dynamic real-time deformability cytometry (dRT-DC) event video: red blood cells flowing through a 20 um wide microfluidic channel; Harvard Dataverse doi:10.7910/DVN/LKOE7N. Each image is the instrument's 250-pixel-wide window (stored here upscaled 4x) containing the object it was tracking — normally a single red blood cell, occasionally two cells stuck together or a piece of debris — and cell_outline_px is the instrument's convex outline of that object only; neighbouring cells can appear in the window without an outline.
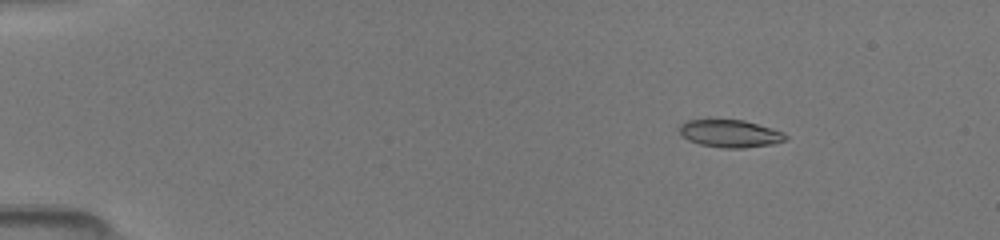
{"species": "common noctule bat (a hibernating species)", "species_latin": "Nyctalus noctula", "temperature_condition": "room temperature", "stored_images_in_passage": 25, "camera_frame_rate_fps": 3000, "um_per_image_px": 0.085, "animal": {"sex": "female", "body_mass_g": 19.5, "forearm_length_mm": 54.1}, "frame": {"image": 1, "passage_image": 4, "time_ms": 2.0, "image_size_px": [1000, 240], "cell_outline_px": [[788, 140], [772, 144], [744, 148], [724, 148], [700, 144], [688, 140], [680, 132], [680, 124], [688, 120], [744, 120], [772, 128], [784, 132], [788, 136]], "centroid_in_image_um": [62.11, 11.36], "position_along_channel_um": 22.9, "area_um2": 16.99}}
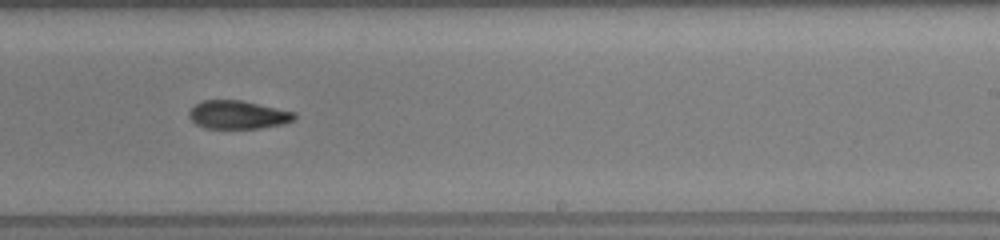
{"frame": {"image": 2, "passage_image": 17, "time_ms": 10.333, "image_size_px": [1000, 240], "cell_outline_px": [[296, 116], [292, 120], [284, 124], [260, 128], [204, 128], [196, 124], [188, 116], [188, 112], [200, 100], [240, 100], [296, 112]], "centroid_in_image_um": [20.21, 9.75], "position_along_channel_um": 268.8, "area_um2": 17.34}}
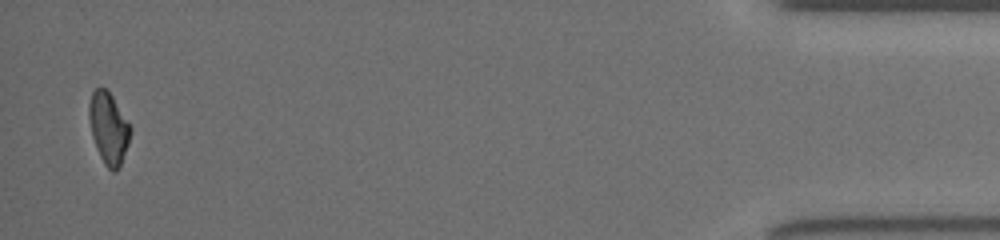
{"frame": {"image": 3, "passage_image": 25, "time_ms": 16.0, "image_size_px": [1000, 240], "cell_outline_px": [[132, 132], [128, 144], [120, 164], [116, 172], [112, 172], [104, 164], [100, 156], [92, 136], [88, 116], [88, 104], [92, 92], [96, 88], [104, 88], [112, 96], [132, 128]], "centroid_in_image_um": [9.22, 10.89], "position_along_channel_um": 426.0, "area_um2": 17.11}}